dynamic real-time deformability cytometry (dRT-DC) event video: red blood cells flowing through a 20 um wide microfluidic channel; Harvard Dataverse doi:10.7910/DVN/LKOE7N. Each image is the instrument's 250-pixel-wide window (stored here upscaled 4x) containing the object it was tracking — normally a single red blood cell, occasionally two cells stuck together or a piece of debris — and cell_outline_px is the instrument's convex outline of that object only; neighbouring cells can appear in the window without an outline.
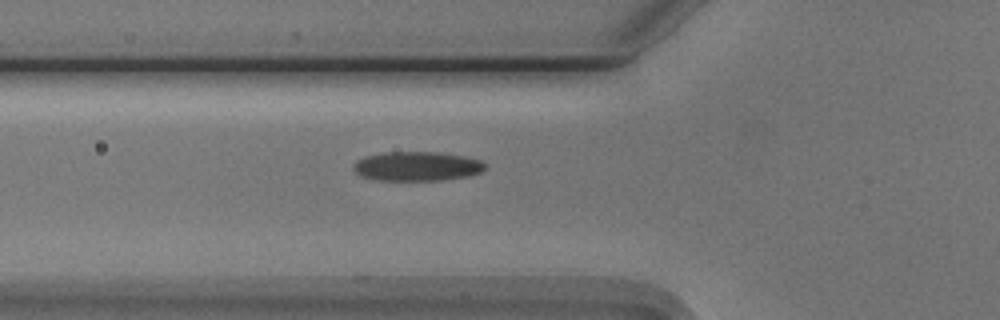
{"species": "Egyptian fruit bat (a non-hibernating species)", "species_latin": "Rousettus aegyptiacus", "temperature_condition": "cold", "stored_images_in_passage": 29, "camera_frame_rate_fps": 3000, "um_per_image_px": 0.085, "animal": {"sex": "male"}, "frame": {"image": 1, "passage_image": 2, "time_ms": 0.333, "image_size_px": [1000, 320], "cell_outline_px": [[484, 168], [480, 172], [468, 176], [440, 180], [376, 180], [360, 176], [352, 168], [356, 160], [364, 156], [384, 152], [436, 152], [460, 156], [480, 160], [484, 164]], "centroid_in_image_um": [35.36, 14.13], "position_along_channel_um": 90.4, "area_um2": 22.31}}
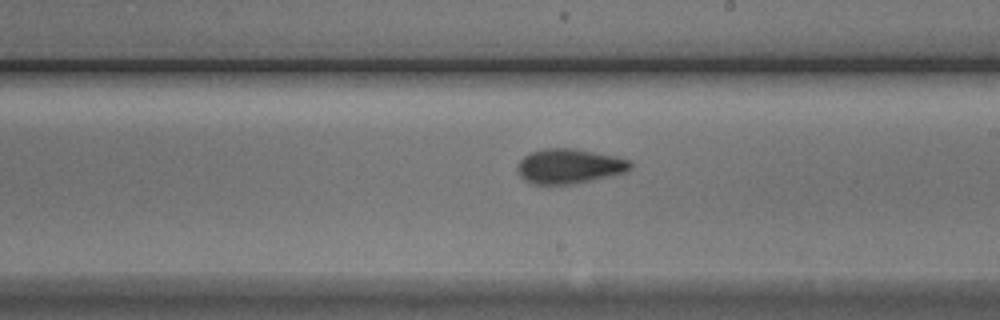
{"frame": {"image": 2, "passage_image": 14, "time_ms": 4.333, "image_size_px": [1000, 320], "cell_outline_px": [[632, 168], [624, 172], [612, 176], [572, 184], [532, 184], [524, 180], [520, 176], [516, 168], [520, 160], [524, 156], [532, 152], [544, 148], [572, 148], [616, 156], [632, 160]], "centroid_in_image_um": [48.4, 14.13], "position_along_channel_um": 240.6, "area_um2": 23.0}}
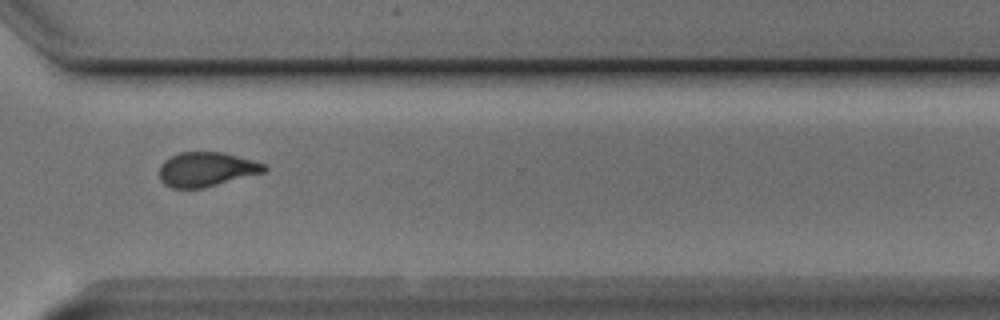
{"frame": {"image": 3, "passage_image": 23, "time_ms": 7.333, "image_size_px": [1000, 320], "cell_outline_px": [[268, 168], [264, 172], [204, 188], [172, 188], [164, 184], [160, 180], [160, 164], [164, 160], [180, 152], [224, 152], [268, 164]], "centroid_in_image_um": [17.56, 14.39], "position_along_channel_um": 353.0, "area_um2": 21.15}}